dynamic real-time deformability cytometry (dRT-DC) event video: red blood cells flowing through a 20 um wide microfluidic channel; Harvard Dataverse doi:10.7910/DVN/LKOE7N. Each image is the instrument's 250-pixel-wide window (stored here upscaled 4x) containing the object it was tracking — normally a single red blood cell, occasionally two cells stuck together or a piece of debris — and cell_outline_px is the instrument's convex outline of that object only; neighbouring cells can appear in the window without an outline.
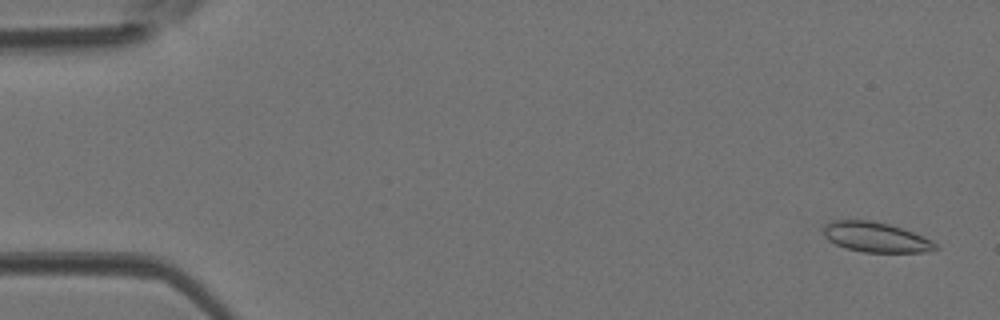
{"species": "Egyptian fruit bat (a non-hibernating species)", "species_latin": "Rousettus aegyptiacus", "temperature_condition": "room temperature", "stored_images_in_passage": 12, "camera_frame_rate_fps": 3000, "um_per_image_px": 0.085, "animal": {"sex": "female"}, "frame": {"image": 1, "passage_image": 2, "time_ms": 0.333, "image_size_px": [1000, 320], "cell_outline_px": [[940, 248], [924, 252], [864, 252], [844, 248], [828, 240], [824, 236], [824, 224], [832, 220], [872, 220], [888, 224], [924, 236], [932, 240]], "centroid_in_image_um": [74.43, 20.16], "position_along_channel_um": 10.6, "area_um2": 19.59}}
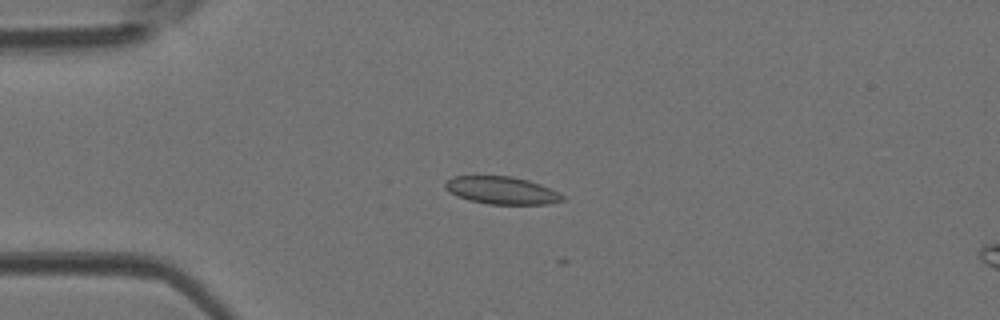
{"frame": {"image": 2, "passage_image": 11, "time_ms": 3.333, "image_size_px": [1000, 320], "cell_outline_px": [[564, 200], [548, 204], [488, 204], [468, 200], [456, 196], [448, 192], [444, 188], [444, 184], [452, 176], [512, 176], [528, 180], [540, 184], [564, 196]], "centroid_in_image_um": [42.59, 16.18], "position_along_channel_um": 42.4, "area_um2": 18.84}}